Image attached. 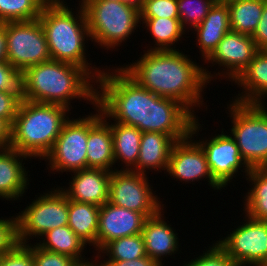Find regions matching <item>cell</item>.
I'll return each instance as SVG.
<instances>
[{
    "label": "cell",
    "instance_id": "obj_21",
    "mask_svg": "<svg viewBox=\"0 0 267 266\" xmlns=\"http://www.w3.org/2000/svg\"><path fill=\"white\" fill-rule=\"evenodd\" d=\"M232 83L241 90L230 100L244 104H267V50H259Z\"/></svg>",
    "mask_w": 267,
    "mask_h": 266
},
{
    "label": "cell",
    "instance_id": "obj_36",
    "mask_svg": "<svg viewBox=\"0 0 267 266\" xmlns=\"http://www.w3.org/2000/svg\"><path fill=\"white\" fill-rule=\"evenodd\" d=\"M0 266H35L32 256V243H18L0 257Z\"/></svg>",
    "mask_w": 267,
    "mask_h": 266
},
{
    "label": "cell",
    "instance_id": "obj_25",
    "mask_svg": "<svg viewBox=\"0 0 267 266\" xmlns=\"http://www.w3.org/2000/svg\"><path fill=\"white\" fill-rule=\"evenodd\" d=\"M143 29L146 28V33L150 34L151 40H154L152 44H147L144 47L148 51H163V50H179L176 49V44L179 41L182 42L184 34L187 32L181 26L179 18H149L140 19ZM148 30V31H147ZM183 36V37H182ZM153 45V46H151Z\"/></svg>",
    "mask_w": 267,
    "mask_h": 266
},
{
    "label": "cell",
    "instance_id": "obj_8",
    "mask_svg": "<svg viewBox=\"0 0 267 266\" xmlns=\"http://www.w3.org/2000/svg\"><path fill=\"white\" fill-rule=\"evenodd\" d=\"M54 186L40 193L29 206L16 213L18 218V240L21 244H29L30 239L37 240L47 231L68 225V198Z\"/></svg>",
    "mask_w": 267,
    "mask_h": 266
},
{
    "label": "cell",
    "instance_id": "obj_7",
    "mask_svg": "<svg viewBox=\"0 0 267 266\" xmlns=\"http://www.w3.org/2000/svg\"><path fill=\"white\" fill-rule=\"evenodd\" d=\"M230 103V104H228ZM227 103L231 121L229 133L241 157L250 168H267V105Z\"/></svg>",
    "mask_w": 267,
    "mask_h": 266
},
{
    "label": "cell",
    "instance_id": "obj_3",
    "mask_svg": "<svg viewBox=\"0 0 267 266\" xmlns=\"http://www.w3.org/2000/svg\"><path fill=\"white\" fill-rule=\"evenodd\" d=\"M20 82L22 99L30 102L61 105L69 110L74 108L71 101L75 98L96 105L97 81L71 63L49 60L30 66L21 73Z\"/></svg>",
    "mask_w": 267,
    "mask_h": 266
},
{
    "label": "cell",
    "instance_id": "obj_44",
    "mask_svg": "<svg viewBox=\"0 0 267 266\" xmlns=\"http://www.w3.org/2000/svg\"><path fill=\"white\" fill-rule=\"evenodd\" d=\"M92 252L96 254V255L93 254L92 260L90 258L87 259V257H85L84 259L81 260H75L72 266H104L101 260L102 257H100V255L97 252H94V250Z\"/></svg>",
    "mask_w": 267,
    "mask_h": 266
},
{
    "label": "cell",
    "instance_id": "obj_35",
    "mask_svg": "<svg viewBox=\"0 0 267 266\" xmlns=\"http://www.w3.org/2000/svg\"><path fill=\"white\" fill-rule=\"evenodd\" d=\"M9 217L0 218V257L19 243L17 215Z\"/></svg>",
    "mask_w": 267,
    "mask_h": 266
},
{
    "label": "cell",
    "instance_id": "obj_33",
    "mask_svg": "<svg viewBox=\"0 0 267 266\" xmlns=\"http://www.w3.org/2000/svg\"><path fill=\"white\" fill-rule=\"evenodd\" d=\"M203 250L198 257L182 263L183 266H238L226 251L214 240V243ZM208 249V250H207ZM180 266V265H178Z\"/></svg>",
    "mask_w": 267,
    "mask_h": 266
},
{
    "label": "cell",
    "instance_id": "obj_15",
    "mask_svg": "<svg viewBox=\"0 0 267 266\" xmlns=\"http://www.w3.org/2000/svg\"><path fill=\"white\" fill-rule=\"evenodd\" d=\"M170 175L172 180L178 183L193 185L199 180L208 182L207 184L215 191H222V187L213 179L210 173L207 158L201 145L190 134L175 142L172 147L166 177Z\"/></svg>",
    "mask_w": 267,
    "mask_h": 266
},
{
    "label": "cell",
    "instance_id": "obj_47",
    "mask_svg": "<svg viewBox=\"0 0 267 266\" xmlns=\"http://www.w3.org/2000/svg\"><path fill=\"white\" fill-rule=\"evenodd\" d=\"M47 4L49 3H58V0H44Z\"/></svg>",
    "mask_w": 267,
    "mask_h": 266
},
{
    "label": "cell",
    "instance_id": "obj_37",
    "mask_svg": "<svg viewBox=\"0 0 267 266\" xmlns=\"http://www.w3.org/2000/svg\"><path fill=\"white\" fill-rule=\"evenodd\" d=\"M32 256L35 266H72L75 261L69 256L44 250L35 242L32 244Z\"/></svg>",
    "mask_w": 267,
    "mask_h": 266
},
{
    "label": "cell",
    "instance_id": "obj_10",
    "mask_svg": "<svg viewBox=\"0 0 267 266\" xmlns=\"http://www.w3.org/2000/svg\"><path fill=\"white\" fill-rule=\"evenodd\" d=\"M89 132V114L78 118H69L63 125L52 149L43 160L48 172L53 174L75 172L87 169V138ZM61 172V173H60Z\"/></svg>",
    "mask_w": 267,
    "mask_h": 266
},
{
    "label": "cell",
    "instance_id": "obj_31",
    "mask_svg": "<svg viewBox=\"0 0 267 266\" xmlns=\"http://www.w3.org/2000/svg\"><path fill=\"white\" fill-rule=\"evenodd\" d=\"M46 4L44 0H0V23L36 20Z\"/></svg>",
    "mask_w": 267,
    "mask_h": 266
},
{
    "label": "cell",
    "instance_id": "obj_43",
    "mask_svg": "<svg viewBox=\"0 0 267 266\" xmlns=\"http://www.w3.org/2000/svg\"><path fill=\"white\" fill-rule=\"evenodd\" d=\"M7 61L6 22L0 23V62Z\"/></svg>",
    "mask_w": 267,
    "mask_h": 266
},
{
    "label": "cell",
    "instance_id": "obj_4",
    "mask_svg": "<svg viewBox=\"0 0 267 266\" xmlns=\"http://www.w3.org/2000/svg\"><path fill=\"white\" fill-rule=\"evenodd\" d=\"M38 19L46 35L51 60L80 66L97 81L105 69L88 62L86 45L91 36L83 6L79 4L74 11L67 4L49 3Z\"/></svg>",
    "mask_w": 267,
    "mask_h": 266
},
{
    "label": "cell",
    "instance_id": "obj_2",
    "mask_svg": "<svg viewBox=\"0 0 267 266\" xmlns=\"http://www.w3.org/2000/svg\"><path fill=\"white\" fill-rule=\"evenodd\" d=\"M143 53L134 62L120 67L143 88L157 96L177 100L198 117L197 110L206 104L205 88L211 85L203 72L205 64L199 65L182 49Z\"/></svg>",
    "mask_w": 267,
    "mask_h": 266
},
{
    "label": "cell",
    "instance_id": "obj_23",
    "mask_svg": "<svg viewBox=\"0 0 267 266\" xmlns=\"http://www.w3.org/2000/svg\"><path fill=\"white\" fill-rule=\"evenodd\" d=\"M175 142L172 137L160 132H142L139 156L131 171L147 175L150 170L157 173L164 170L165 174Z\"/></svg>",
    "mask_w": 267,
    "mask_h": 266
},
{
    "label": "cell",
    "instance_id": "obj_19",
    "mask_svg": "<svg viewBox=\"0 0 267 266\" xmlns=\"http://www.w3.org/2000/svg\"><path fill=\"white\" fill-rule=\"evenodd\" d=\"M93 109L94 112L89 114L87 168L104 169L112 172L115 170V163L111 126L102 117V110L97 105Z\"/></svg>",
    "mask_w": 267,
    "mask_h": 266
},
{
    "label": "cell",
    "instance_id": "obj_24",
    "mask_svg": "<svg viewBox=\"0 0 267 266\" xmlns=\"http://www.w3.org/2000/svg\"><path fill=\"white\" fill-rule=\"evenodd\" d=\"M102 117L111 126L115 170H119L118 168L123 165L120 170L131 171L136 166L139 156L142 132L137 127L110 121V118L103 111ZM116 163L119 166L117 168Z\"/></svg>",
    "mask_w": 267,
    "mask_h": 266
},
{
    "label": "cell",
    "instance_id": "obj_12",
    "mask_svg": "<svg viewBox=\"0 0 267 266\" xmlns=\"http://www.w3.org/2000/svg\"><path fill=\"white\" fill-rule=\"evenodd\" d=\"M149 177L127 170H113L108 201L116 206L142 213L146 218L155 215L165 204L153 191Z\"/></svg>",
    "mask_w": 267,
    "mask_h": 266
},
{
    "label": "cell",
    "instance_id": "obj_32",
    "mask_svg": "<svg viewBox=\"0 0 267 266\" xmlns=\"http://www.w3.org/2000/svg\"><path fill=\"white\" fill-rule=\"evenodd\" d=\"M215 2V0H177L179 20L183 29L188 30L187 34L206 18Z\"/></svg>",
    "mask_w": 267,
    "mask_h": 266
},
{
    "label": "cell",
    "instance_id": "obj_18",
    "mask_svg": "<svg viewBox=\"0 0 267 266\" xmlns=\"http://www.w3.org/2000/svg\"><path fill=\"white\" fill-rule=\"evenodd\" d=\"M164 209L166 206L165 208L162 207L155 215L147 217L141 231L147 256L159 266L164 265L166 257L169 258L173 255L175 258L174 255L179 254L177 252L181 246L178 238L179 233L165 221L167 219L164 216Z\"/></svg>",
    "mask_w": 267,
    "mask_h": 266
},
{
    "label": "cell",
    "instance_id": "obj_41",
    "mask_svg": "<svg viewBox=\"0 0 267 266\" xmlns=\"http://www.w3.org/2000/svg\"><path fill=\"white\" fill-rule=\"evenodd\" d=\"M104 266H159L148 256L128 261H103Z\"/></svg>",
    "mask_w": 267,
    "mask_h": 266
},
{
    "label": "cell",
    "instance_id": "obj_48",
    "mask_svg": "<svg viewBox=\"0 0 267 266\" xmlns=\"http://www.w3.org/2000/svg\"><path fill=\"white\" fill-rule=\"evenodd\" d=\"M235 1H238V0H223L222 2H235Z\"/></svg>",
    "mask_w": 267,
    "mask_h": 266
},
{
    "label": "cell",
    "instance_id": "obj_40",
    "mask_svg": "<svg viewBox=\"0 0 267 266\" xmlns=\"http://www.w3.org/2000/svg\"><path fill=\"white\" fill-rule=\"evenodd\" d=\"M251 37L258 50H267V2L265 3L259 24Z\"/></svg>",
    "mask_w": 267,
    "mask_h": 266
},
{
    "label": "cell",
    "instance_id": "obj_34",
    "mask_svg": "<svg viewBox=\"0 0 267 266\" xmlns=\"http://www.w3.org/2000/svg\"><path fill=\"white\" fill-rule=\"evenodd\" d=\"M179 18L177 0H143L140 19Z\"/></svg>",
    "mask_w": 267,
    "mask_h": 266
},
{
    "label": "cell",
    "instance_id": "obj_14",
    "mask_svg": "<svg viewBox=\"0 0 267 266\" xmlns=\"http://www.w3.org/2000/svg\"><path fill=\"white\" fill-rule=\"evenodd\" d=\"M258 48L250 35L240 34L234 31L228 32L219 42L212 55L204 62L211 67L218 64V72L211 73L203 66L204 75L209 83L216 79H226L232 82L248 66L258 52ZM210 63V64H209ZM220 66V67H219ZM222 67V68H221ZM215 78V79H214Z\"/></svg>",
    "mask_w": 267,
    "mask_h": 266
},
{
    "label": "cell",
    "instance_id": "obj_22",
    "mask_svg": "<svg viewBox=\"0 0 267 266\" xmlns=\"http://www.w3.org/2000/svg\"><path fill=\"white\" fill-rule=\"evenodd\" d=\"M191 32L194 34L201 58L205 62L218 47L219 42L231 31L227 3L216 1L208 11L206 18ZM196 35V37H195Z\"/></svg>",
    "mask_w": 267,
    "mask_h": 266
},
{
    "label": "cell",
    "instance_id": "obj_46",
    "mask_svg": "<svg viewBox=\"0 0 267 266\" xmlns=\"http://www.w3.org/2000/svg\"><path fill=\"white\" fill-rule=\"evenodd\" d=\"M86 0H78L77 2H79L78 4H83ZM58 4H67L66 0H58Z\"/></svg>",
    "mask_w": 267,
    "mask_h": 266
},
{
    "label": "cell",
    "instance_id": "obj_27",
    "mask_svg": "<svg viewBox=\"0 0 267 266\" xmlns=\"http://www.w3.org/2000/svg\"><path fill=\"white\" fill-rule=\"evenodd\" d=\"M39 239L41 240H36L39 241L36 244L40 248L69 256L75 260L84 259V254L87 253L85 252L88 247L87 244L68 225L51 229Z\"/></svg>",
    "mask_w": 267,
    "mask_h": 266
},
{
    "label": "cell",
    "instance_id": "obj_9",
    "mask_svg": "<svg viewBox=\"0 0 267 266\" xmlns=\"http://www.w3.org/2000/svg\"><path fill=\"white\" fill-rule=\"evenodd\" d=\"M200 122L202 121H199V117H195L190 127V135L192 137L197 136L196 141L205 152L213 179L225 189L228 187L227 185L233 181V178L236 179L240 171L243 172V174H241L244 175L243 178H246L251 168L241 157L235 139L228 131L222 128L220 134H214L215 136L212 135L208 139L207 137L202 138L201 136V139L199 138V140H197L199 137L198 135H200L199 131L203 129Z\"/></svg>",
    "mask_w": 267,
    "mask_h": 266
},
{
    "label": "cell",
    "instance_id": "obj_5",
    "mask_svg": "<svg viewBox=\"0 0 267 266\" xmlns=\"http://www.w3.org/2000/svg\"><path fill=\"white\" fill-rule=\"evenodd\" d=\"M70 111L61 105L22 99L11 126L9 147L31 159L43 160L60 135L64 123L72 115Z\"/></svg>",
    "mask_w": 267,
    "mask_h": 266
},
{
    "label": "cell",
    "instance_id": "obj_42",
    "mask_svg": "<svg viewBox=\"0 0 267 266\" xmlns=\"http://www.w3.org/2000/svg\"><path fill=\"white\" fill-rule=\"evenodd\" d=\"M11 143V125L0 119V149L8 148Z\"/></svg>",
    "mask_w": 267,
    "mask_h": 266
},
{
    "label": "cell",
    "instance_id": "obj_45",
    "mask_svg": "<svg viewBox=\"0 0 267 266\" xmlns=\"http://www.w3.org/2000/svg\"><path fill=\"white\" fill-rule=\"evenodd\" d=\"M121 1L131 3L135 6H137L138 8H140L143 4V0H121Z\"/></svg>",
    "mask_w": 267,
    "mask_h": 266
},
{
    "label": "cell",
    "instance_id": "obj_28",
    "mask_svg": "<svg viewBox=\"0 0 267 266\" xmlns=\"http://www.w3.org/2000/svg\"><path fill=\"white\" fill-rule=\"evenodd\" d=\"M245 180L251 188L243 196V213L267 221V168H251Z\"/></svg>",
    "mask_w": 267,
    "mask_h": 266
},
{
    "label": "cell",
    "instance_id": "obj_38",
    "mask_svg": "<svg viewBox=\"0 0 267 266\" xmlns=\"http://www.w3.org/2000/svg\"><path fill=\"white\" fill-rule=\"evenodd\" d=\"M21 102V91L0 92V119L6 120L12 126Z\"/></svg>",
    "mask_w": 267,
    "mask_h": 266
},
{
    "label": "cell",
    "instance_id": "obj_39",
    "mask_svg": "<svg viewBox=\"0 0 267 266\" xmlns=\"http://www.w3.org/2000/svg\"><path fill=\"white\" fill-rule=\"evenodd\" d=\"M21 74L7 61L0 62V92L21 91Z\"/></svg>",
    "mask_w": 267,
    "mask_h": 266
},
{
    "label": "cell",
    "instance_id": "obj_16",
    "mask_svg": "<svg viewBox=\"0 0 267 266\" xmlns=\"http://www.w3.org/2000/svg\"><path fill=\"white\" fill-rule=\"evenodd\" d=\"M145 220L142 213L106 202L99 208L97 253L114 239L140 234Z\"/></svg>",
    "mask_w": 267,
    "mask_h": 266
},
{
    "label": "cell",
    "instance_id": "obj_30",
    "mask_svg": "<svg viewBox=\"0 0 267 266\" xmlns=\"http://www.w3.org/2000/svg\"><path fill=\"white\" fill-rule=\"evenodd\" d=\"M98 254L104 258L102 261H128L147 256L141 233L114 239L107 243Z\"/></svg>",
    "mask_w": 267,
    "mask_h": 266
},
{
    "label": "cell",
    "instance_id": "obj_11",
    "mask_svg": "<svg viewBox=\"0 0 267 266\" xmlns=\"http://www.w3.org/2000/svg\"><path fill=\"white\" fill-rule=\"evenodd\" d=\"M7 62L20 74L30 66L51 60L39 19L6 22Z\"/></svg>",
    "mask_w": 267,
    "mask_h": 266
},
{
    "label": "cell",
    "instance_id": "obj_1",
    "mask_svg": "<svg viewBox=\"0 0 267 266\" xmlns=\"http://www.w3.org/2000/svg\"><path fill=\"white\" fill-rule=\"evenodd\" d=\"M105 67L96 83V105L110 120L175 141L190 134L195 116L184 105L143 88L119 66Z\"/></svg>",
    "mask_w": 267,
    "mask_h": 266
},
{
    "label": "cell",
    "instance_id": "obj_6",
    "mask_svg": "<svg viewBox=\"0 0 267 266\" xmlns=\"http://www.w3.org/2000/svg\"><path fill=\"white\" fill-rule=\"evenodd\" d=\"M81 5L93 46L97 44L99 48L107 51L112 49L113 52L138 32L136 28L140 29V8L131 3L121 0H86Z\"/></svg>",
    "mask_w": 267,
    "mask_h": 266
},
{
    "label": "cell",
    "instance_id": "obj_29",
    "mask_svg": "<svg viewBox=\"0 0 267 266\" xmlns=\"http://www.w3.org/2000/svg\"><path fill=\"white\" fill-rule=\"evenodd\" d=\"M227 3L231 31L252 36L261 19L266 0H238Z\"/></svg>",
    "mask_w": 267,
    "mask_h": 266
},
{
    "label": "cell",
    "instance_id": "obj_20",
    "mask_svg": "<svg viewBox=\"0 0 267 266\" xmlns=\"http://www.w3.org/2000/svg\"><path fill=\"white\" fill-rule=\"evenodd\" d=\"M27 159L31 160L29 156L10 147L0 149L1 200L5 199L8 202L23 199L31 180L28 175L30 171L24 166Z\"/></svg>",
    "mask_w": 267,
    "mask_h": 266
},
{
    "label": "cell",
    "instance_id": "obj_26",
    "mask_svg": "<svg viewBox=\"0 0 267 266\" xmlns=\"http://www.w3.org/2000/svg\"><path fill=\"white\" fill-rule=\"evenodd\" d=\"M99 206L68 199V226L87 245L96 251Z\"/></svg>",
    "mask_w": 267,
    "mask_h": 266
},
{
    "label": "cell",
    "instance_id": "obj_13",
    "mask_svg": "<svg viewBox=\"0 0 267 266\" xmlns=\"http://www.w3.org/2000/svg\"><path fill=\"white\" fill-rule=\"evenodd\" d=\"M243 214L240 225L216 242L238 266H264L267 263V221Z\"/></svg>",
    "mask_w": 267,
    "mask_h": 266
},
{
    "label": "cell",
    "instance_id": "obj_17",
    "mask_svg": "<svg viewBox=\"0 0 267 266\" xmlns=\"http://www.w3.org/2000/svg\"><path fill=\"white\" fill-rule=\"evenodd\" d=\"M72 173L69 187L58 186L68 199L99 207L108 202L111 171L87 168Z\"/></svg>",
    "mask_w": 267,
    "mask_h": 266
}]
</instances>
